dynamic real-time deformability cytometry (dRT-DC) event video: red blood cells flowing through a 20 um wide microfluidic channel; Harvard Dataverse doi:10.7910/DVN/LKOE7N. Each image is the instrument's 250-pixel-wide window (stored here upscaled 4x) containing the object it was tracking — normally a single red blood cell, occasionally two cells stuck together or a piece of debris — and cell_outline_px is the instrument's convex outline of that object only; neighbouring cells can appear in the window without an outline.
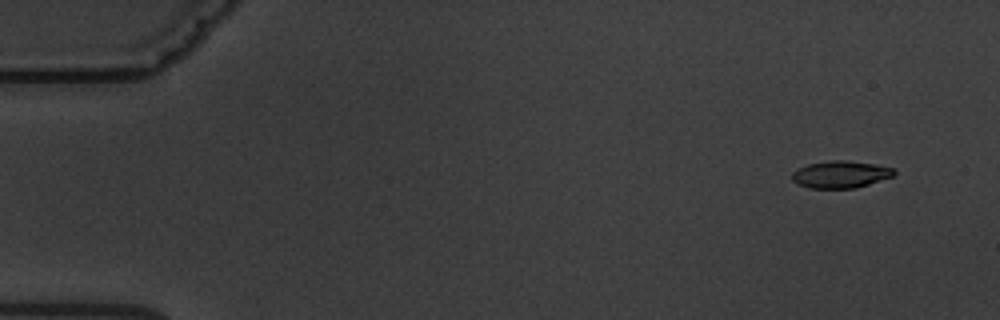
{"species": "common noctule bat (a hibernating species)", "species_latin": "Nyctalus noctula", "temperature_condition": "warm", "stored_images_in_passage": 5, "camera_frame_rate_fps": 3000, "um_per_image_px": 0.085, "animal": {"sex": "male", "body_mass_g": 19.5, "forearm_length_mm": 54.6}, "frame": {"image": 1, "passage_image": 1, "time_ms": 0.0, "image_size_px": [1000, 320], "cell_outline_px": [[896, 172], [892, 176], [856, 188], [808, 188], [792, 180], [792, 172], [808, 164], [832, 160], [844, 160], [876, 164], [892, 168]], "centroid_in_image_um": [71.44, 14.82], "position_along_channel_um": 13.6, "area_um2": 15.9}}